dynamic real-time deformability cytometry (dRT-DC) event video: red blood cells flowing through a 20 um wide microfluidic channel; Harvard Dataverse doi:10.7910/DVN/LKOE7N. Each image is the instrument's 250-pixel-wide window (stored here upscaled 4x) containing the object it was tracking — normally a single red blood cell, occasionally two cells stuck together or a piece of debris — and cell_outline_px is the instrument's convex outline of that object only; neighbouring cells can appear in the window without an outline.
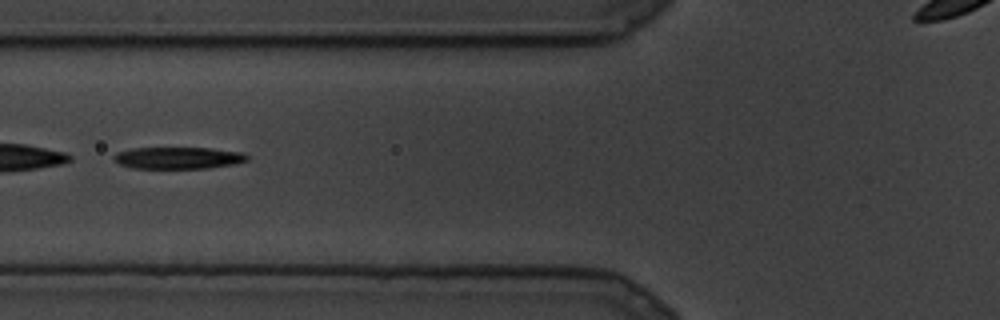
{"species": "common noctule bat (a hibernating species)", "species_latin": "Nyctalus noctula", "temperature_condition": "cold", "stored_images_in_passage": 8, "camera_frame_rate_fps": 3000, "um_per_image_px": 0.085, "animal": {"sex": "male", "body_mass_g": 19.5, "forearm_length_mm": 54.6}, "frame": {"image": 1, "passage_image": 5, "time_ms": 1.333, "image_size_px": [1000, 320], "cell_outline_px": [[248, 160], [236, 164], [208, 168], [132, 168], [120, 164], [112, 160], [112, 156], [116, 152], [132, 148], [212, 148], [244, 152], [248, 156]], "centroid_in_image_um": [15.15, 13.42], "position_along_channel_um": 110.7, "area_um2": 17.17}}
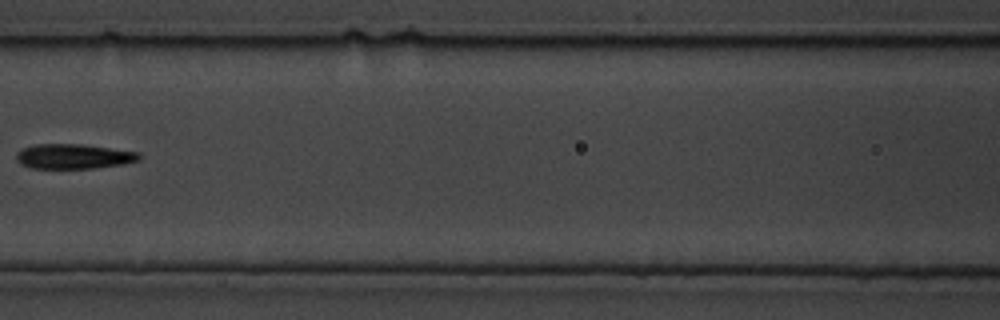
{"frame": {"image": 2, "passage_image": 7, "time_ms": 2.0, "image_size_px": [1000, 320], "cell_outline_px": [[140, 160], [124, 164], [92, 168], [32, 168], [20, 164], [16, 160], [16, 152], [20, 148], [36, 144], [84, 144], [140, 152]], "centroid_in_image_um": [6.24, 13.28], "position_along_channel_um": 160.4, "area_um2": 17.98}}